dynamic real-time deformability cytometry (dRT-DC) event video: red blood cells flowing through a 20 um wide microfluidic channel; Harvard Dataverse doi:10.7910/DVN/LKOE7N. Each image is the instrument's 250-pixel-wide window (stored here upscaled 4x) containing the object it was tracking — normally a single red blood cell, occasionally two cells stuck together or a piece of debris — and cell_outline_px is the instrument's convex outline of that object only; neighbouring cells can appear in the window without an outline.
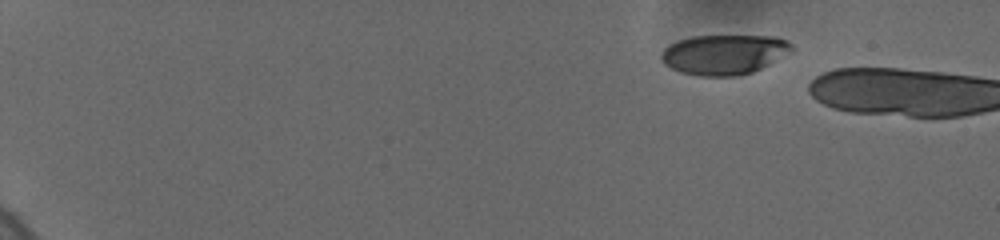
{"species": "human", "species_latin": "Homo sapiens", "temperature_condition": "cold", "stored_images_in_passage": 13, "camera_frame_rate_fps": 3000, "um_per_image_px": 0.085, "donor": {"sex": "female"}, "frame": {"image": 1, "passage_image": 1, "time_ms": 0.0, "image_size_px": [1000, 240], "cell_outline_px": [[796, 48], [792, 52], [752, 72], [736, 76], [700, 76], [680, 72], [664, 64], [660, 56], [664, 48], [668, 44], [676, 40], [692, 36], [776, 36], [788, 40]], "centroid_in_image_um": [61.56, 4.62], "position_along_channel_um": 23.4, "area_um2": 30.63}}